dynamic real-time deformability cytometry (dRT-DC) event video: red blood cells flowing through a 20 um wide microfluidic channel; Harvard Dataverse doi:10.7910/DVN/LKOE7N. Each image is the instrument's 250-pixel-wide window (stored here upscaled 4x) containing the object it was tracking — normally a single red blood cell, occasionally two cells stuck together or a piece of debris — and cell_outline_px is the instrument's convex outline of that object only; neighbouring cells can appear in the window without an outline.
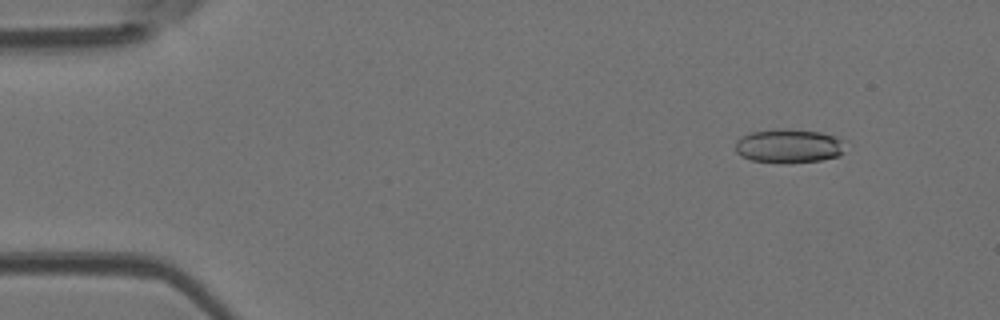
{"species": "Egyptian fruit bat (a non-hibernating species)", "species_latin": "Rousettus aegyptiacus", "temperature_condition": "room temperature", "stored_images_in_passage": 14, "camera_frame_rate_fps": 3000, "um_per_image_px": 0.085, "animal": {"sex": "female"}, "frame": {"image": 1, "passage_image": 5, "time_ms": 1.333, "image_size_px": [1000, 320], "cell_outline_px": [[848, 140], [844, 152], [836, 156], [820, 160], [752, 160], [740, 156], [736, 152], [736, 140], [740, 136], [752, 132], [780, 128], [820, 132], [836, 136]], "centroid_in_image_um": [67.1, 12.35], "position_along_channel_um": 17.9, "area_um2": 21.21}}